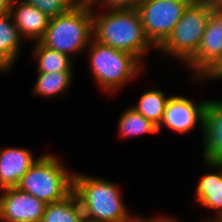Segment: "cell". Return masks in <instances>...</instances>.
Instances as JSON below:
<instances>
[{
    "mask_svg": "<svg viewBox=\"0 0 222 222\" xmlns=\"http://www.w3.org/2000/svg\"><path fill=\"white\" fill-rule=\"evenodd\" d=\"M117 134L120 138H135L144 134H158V126L146 119L133 107H127L117 122Z\"/></svg>",
    "mask_w": 222,
    "mask_h": 222,
    "instance_id": "cell-19",
    "label": "cell"
},
{
    "mask_svg": "<svg viewBox=\"0 0 222 222\" xmlns=\"http://www.w3.org/2000/svg\"><path fill=\"white\" fill-rule=\"evenodd\" d=\"M173 216L169 215H157L156 217L147 218L140 215H136V213L131 214L130 217L125 222H169Z\"/></svg>",
    "mask_w": 222,
    "mask_h": 222,
    "instance_id": "cell-24",
    "label": "cell"
},
{
    "mask_svg": "<svg viewBox=\"0 0 222 222\" xmlns=\"http://www.w3.org/2000/svg\"><path fill=\"white\" fill-rule=\"evenodd\" d=\"M222 57V10L213 9L209 15L200 46L185 64L191 79H201Z\"/></svg>",
    "mask_w": 222,
    "mask_h": 222,
    "instance_id": "cell-8",
    "label": "cell"
},
{
    "mask_svg": "<svg viewBox=\"0 0 222 222\" xmlns=\"http://www.w3.org/2000/svg\"><path fill=\"white\" fill-rule=\"evenodd\" d=\"M38 159L28 148H0V190L17 187L21 178Z\"/></svg>",
    "mask_w": 222,
    "mask_h": 222,
    "instance_id": "cell-13",
    "label": "cell"
},
{
    "mask_svg": "<svg viewBox=\"0 0 222 222\" xmlns=\"http://www.w3.org/2000/svg\"><path fill=\"white\" fill-rule=\"evenodd\" d=\"M93 39V15L91 5L71 7L64 14L50 18L40 42L58 52L74 56L86 51Z\"/></svg>",
    "mask_w": 222,
    "mask_h": 222,
    "instance_id": "cell-4",
    "label": "cell"
},
{
    "mask_svg": "<svg viewBox=\"0 0 222 222\" xmlns=\"http://www.w3.org/2000/svg\"><path fill=\"white\" fill-rule=\"evenodd\" d=\"M73 192L86 222H125L132 214L115 182L74 171Z\"/></svg>",
    "mask_w": 222,
    "mask_h": 222,
    "instance_id": "cell-2",
    "label": "cell"
},
{
    "mask_svg": "<svg viewBox=\"0 0 222 222\" xmlns=\"http://www.w3.org/2000/svg\"><path fill=\"white\" fill-rule=\"evenodd\" d=\"M12 0H0V15L10 13Z\"/></svg>",
    "mask_w": 222,
    "mask_h": 222,
    "instance_id": "cell-26",
    "label": "cell"
},
{
    "mask_svg": "<svg viewBox=\"0 0 222 222\" xmlns=\"http://www.w3.org/2000/svg\"><path fill=\"white\" fill-rule=\"evenodd\" d=\"M171 96L165 94L161 89L150 88L144 91L135 105H132L136 111L146 119L159 126L165 112L166 104Z\"/></svg>",
    "mask_w": 222,
    "mask_h": 222,
    "instance_id": "cell-20",
    "label": "cell"
},
{
    "mask_svg": "<svg viewBox=\"0 0 222 222\" xmlns=\"http://www.w3.org/2000/svg\"><path fill=\"white\" fill-rule=\"evenodd\" d=\"M203 163L208 172L196 183L195 199L203 207L215 210L214 217H208L204 222H219L222 219V161Z\"/></svg>",
    "mask_w": 222,
    "mask_h": 222,
    "instance_id": "cell-11",
    "label": "cell"
},
{
    "mask_svg": "<svg viewBox=\"0 0 222 222\" xmlns=\"http://www.w3.org/2000/svg\"><path fill=\"white\" fill-rule=\"evenodd\" d=\"M142 0H97L91 7L101 9H136ZM103 7V8H102Z\"/></svg>",
    "mask_w": 222,
    "mask_h": 222,
    "instance_id": "cell-22",
    "label": "cell"
},
{
    "mask_svg": "<svg viewBox=\"0 0 222 222\" xmlns=\"http://www.w3.org/2000/svg\"><path fill=\"white\" fill-rule=\"evenodd\" d=\"M32 56L36 61V72H74V59L69 55L34 42Z\"/></svg>",
    "mask_w": 222,
    "mask_h": 222,
    "instance_id": "cell-17",
    "label": "cell"
},
{
    "mask_svg": "<svg viewBox=\"0 0 222 222\" xmlns=\"http://www.w3.org/2000/svg\"><path fill=\"white\" fill-rule=\"evenodd\" d=\"M10 14L24 41L39 42L50 18L24 0H12Z\"/></svg>",
    "mask_w": 222,
    "mask_h": 222,
    "instance_id": "cell-14",
    "label": "cell"
},
{
    "mask_svg": "<svg viewBox=\"0 0 222 222\" xmlns=\"http://www.w3.org/2000/svg\"><path fill=\"white\" fill-rule=\"evenodd\" d=\"M203 161H222V100L206 101L202 131Z\"/></svg>",
    "mask_w": 222,
    "mask_h": 222,
    "instance_id": "cell-12",
    "label": "cell"
},
{
    "mask_svg": "<svg viewBox=\"0 0 222 222\" xmlns=\"http://www.w3.org/2000/svg\"><path fill=\"white\" fill-rule=\"evenodd\" d=\"M40 222H86L81 205L72 191L64 199L46 204Z\"/></svg>",
    "mask_w": 222,
    "mask_h": 222,
    "instance_id": "cell-18",
    "label": "cell"
},
{
    "mask_svg": "<svg viewBox=\"0 0 222 222\" xmlns=\"http://www.w3.org/2000/svg\"><path fill=\"white\" fill-rule=\"evenodd\" d=\"M53 153L40 154L17 187L46 204L60 201L73 191V174Z\"/></svg>",
    "mask_w": 222,
    "mask_h": 222,
    "instance_id": "cell-5",
    "label": "cell"
},
{
    "mask_svg": "<svg viewBox=\"0 0 222 222\" xmlns=\"http://www.w3.org/2000/svg\"><path fill=\"white\" fill-rule=\"evenodd\" d=\"M97 0H77V6L81 5H93Z\"/></svg>",
    "mask_w": 222,
    "mask_h": 222,
    "instance_id": "cell-27",
    "label": "cell"
},
{
    "mask_svg": "<svg viewBox=\"0 0 222 222\" xmlns=\"http://www.w3.org/2000/svg\"><path fill=\"white\" fill-rule=\"evenodd\" d=\"M192 0H142L137 6L145 35L158 48Z\"/></svg>",
    "mask_w": 222,
    "mask_h": 222,
    "instance_id": "cell-7",
    "label": "cell"
},
{
    "mask_svg": "<svg viewBox=\"0 0 222 222\" xmlns=\"http://www.w3.org/2000/svg\"><path fill=\"white\" fill-rule=\"evenodd\" d=\"M192 2L218 9L222 5V0H192Z\"/></svg>",
    "mask_w": 222,
    "mask_h": 222,
    "instance_id": "cell-25",
    "label": "cell"
},
{
    "mask_svg": "<svg viewBox=\"0 0 222 222\" xmlns=\"http://www.w3.org/2000/svg\"><path fill=\"white\" fill-rule=\"evenodd\" d=\"M214 8L191 2L171 34L156 49L166 57L186 64L198 50L211 11Z\"/></svg>",
    "mask_w": 222,
    "mask_h": 222,
    "instance_id": "cell-6",
    "label": "cell"
},
{
    "mask_svg": "<svg viewBox=\"0 0 222 222\" xmlns=\"http://www.w3.org/2000/svg\"><path fill=\"white\" fill-rule=\"evenodd\" d=\"M28 4L35 6L49 18L64 14L72 6L66 0H24Z\"/></svg>",
    "mask_w": 222,
    "mask_h": 222,
    "instance_id": "cell-21",
    "label": "cell"
},
{
    "mask_svg": "<svg viewBox=\"0 0 222 222\" xmlns=\"http://www.w3.org/2000/svg\"><path fill=\"white\" fill-rule=\"evenodd\" d=\"M101 11L92 7L93 39L114 49L129 52L145 65L144 55L157 48L145 35L137 9Z\"/></svg>",
    "mask_w": 222,
    "mask_h": 222,
    "instance_id": "cell-1",
    "label": "cell"
},
{
    "mask_svg": "<svg viewBox=\"0 0 222 222\" xmlns=\"http://www.w3.org/2000/svg\"><path fill=\"white\" fill-rule=\"evenodd\" d=\"M0 222H40L46 203L18 187L0 190Z\"/></svg>",
    "mask_w": 222,
    "mask_h": 222,
    "instance_id": "cell-10",
    "label": "cell"
},
{
    "mask_svg": "<svg viewBox=\"0 0 222 222\" xmlns=\"http://www.w3.org/2000/svg\"><path fill=\"white\" fill-rule=\"evenodd\" d=\"M207 100L193 101L181 95H171L164 112L163 119L158 126L160 133L164 127L178 134H190L199 126L203 131L204 109Z\"/></svg>",
    "mask_w": 222,
    "mask_h": 222,
    "instance_id": "cell-9",
    "label": "cell"
},
{
    "mask_svg": "<svg viewBox=\"0 0 222 222\" xmlns=\"http://www.w3.org/2000/svg\"><path fill=\"white\" fill-rule=\"evenodd\" d=\"M72 7H77V0H66Z\"/></svg>",
    "mask_w": 222,
    "mask_h": 222,
    "instance_id": "cell-28",
    "label": "cell"
},
{
    "mask_svg": "<svg viewBox=\"0 0 222 222\" xmlns=\"http://www.w3.org/2000/svg\"><path fill=\"white\" fill-rule=\"evenodd\" d=\"M86 51L92 78L98 89L105 94H114L122 90L146 69L136 56L101 44L94 39Z\"/></svg>",
    "mask_w": 222,
    "mask_h": 222,
    "instance_id": "cell-3",
    "label": "cell"
},
{
    "mask_svg": "<svg viewBox=\"0 0 222 222\" xmlns=\"http://www.w3.org/2000/svg\"><path fill=\"white\" fill-rule=\"evenodd\" d=\"M169 222H181V221L177 220V219L174 217V218H172Z\"/></svg>",
    "mask_w": 222,
    "mask_h": 222,
    "instance_id": "cell-29",
    "label": "cell"
},
{
    "mask_svg": "<svg viewBox=\"0 0 222 222\" xmlns=\"http://www.w3.org/2000/svg\"><path fill=\"white\" fill-rule=\"evenodd\" d=\"M222 80V57L217 61V63L201 78L194 79L193 83L196 81L205 82L209 80Z\"/></svg>",
    "mask_w": 222,
    "mask_h": 222,
    "instance_id": "cell-23",
    "label": "cell"
},
{
    "mask_svg": "<svg viewBox=\"0 0 222 222\" xmlns=\"http://www.w3.org/2000/svg\"><path fill=\"white\" fill-rule=\"evenodd\" d=\"M23 38L10 13L0 15V72L12 70L21 55Z\"/></svg>",
    "mask_w": 222,
    "mask_h": 222,
    "instance_id": "cell-15",
    "label": "cell"
},
{
    "mask_svg": "<svg viewBox=\"0 0 222 222\" xmlns=\"http://www.w3.org/2000/svg\"><path fill=\"white\" fill-rule=\"evenodd\" d=\"M74 72H38L36 82L34 83L31 93L43 98H54L56 96L67 95L68 90L73 82Z\"/></svg>",
    "mask_w": 222,
    "mask_h": 222,
    "instance_id": "cell-16",
    "label": "cell"
}]
</instances>
